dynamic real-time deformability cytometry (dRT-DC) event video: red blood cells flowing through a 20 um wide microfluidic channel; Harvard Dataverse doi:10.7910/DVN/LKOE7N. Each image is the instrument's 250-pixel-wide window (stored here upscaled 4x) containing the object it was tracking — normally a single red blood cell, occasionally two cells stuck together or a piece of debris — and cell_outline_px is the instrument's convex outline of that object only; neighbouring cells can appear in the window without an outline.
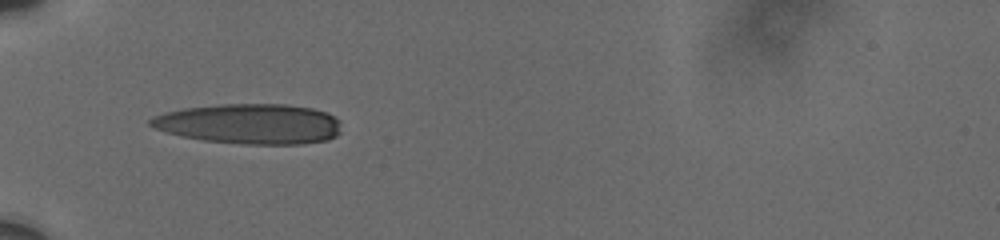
{"species": "human", "species_latin": "Homo sapiens", "temperature_condition": "cold", "stored_images_in_passage": 2, "camera_frame_rate_fps": 3000, "um_per_image_px": 0.085, "donor": {"sex": "male"}, "frame": {"image": 1, "passage_image": 1, "time_ms": 0.0, "image_size_px": [1000, 240], "cell_outline_px": [[340, 132], [336, 136], [328, 140], [300, 144], [244, 144], [204, 140], [184, 136], [168, 132], [156, 128], [148, 124], [148, 120], [152, 116], [184, 108], [220, 104], [284, 104], [312, 108], [324, 112], [340, 120]], "centroid_in_image_um": [21.25, 10.52], "position_along_channel_um": 63.7, "area_um2": 44.51}}